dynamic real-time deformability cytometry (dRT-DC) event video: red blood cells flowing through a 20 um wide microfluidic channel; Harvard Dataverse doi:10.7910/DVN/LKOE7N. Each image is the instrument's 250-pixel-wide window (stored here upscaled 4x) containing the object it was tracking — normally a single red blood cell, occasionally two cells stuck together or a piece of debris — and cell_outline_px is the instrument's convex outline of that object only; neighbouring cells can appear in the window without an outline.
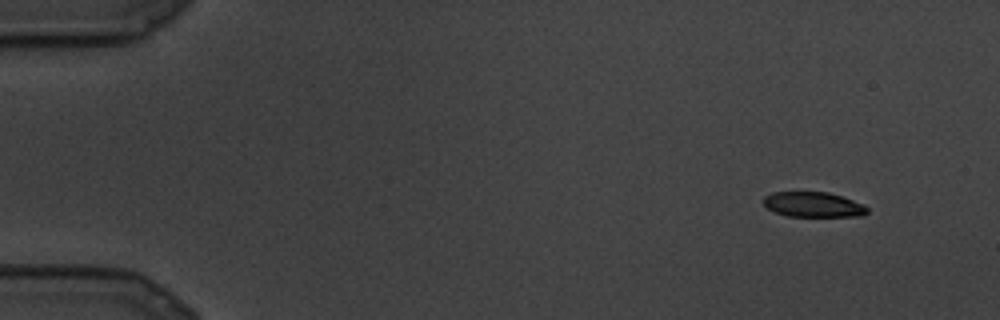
{"species": "common noctule bat (a hibernating species)", "species_latin": "Nyctalus noctula", "temperature_condition": "cold", "stored_images_in_passage": 14, "camera_frame_rate_fps": 3000, "um_per_image_px": 0.085, "animal": {"sex": "male", "body_mass_g": 19.5, "forearm_length_mm": 54.6}, "frame": {"image": 1, "passage_image": 3, "time_ms": 0.667, "image_size_px": [1000, 320], "cell_outline_px": [[868, 212], [864, 216], [788, 216], [776, 212], [768, 208], [764, 204], [764, 196], [772, 192], [828, 192], [864, 204], [868, 208]], "centroid_in_image_um": [69.15, 17.39], "position_along_channel_um": 15.9, "area_um2": 15.09}}
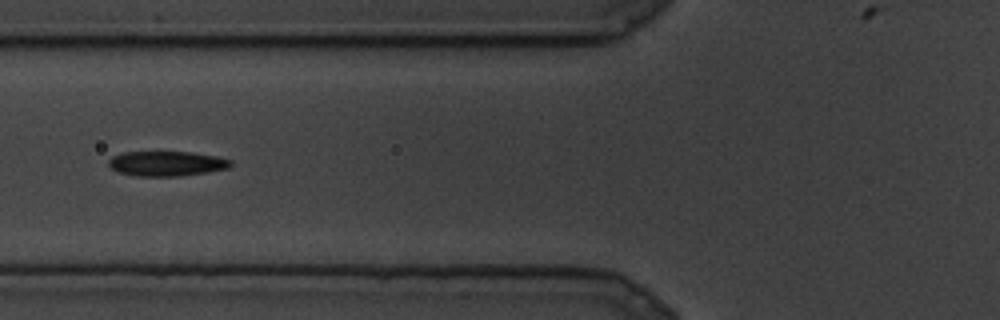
{"frame": {"image": 2, "passage_image": 11, "time_ms": 3.333, "image_size_px": [1000, 320], "cell_outline_px": [[232, 164], [228, 168], [180, 176], [136, 176], [120, 172], [112, 168], [108, 164], [108, 160], [112, 156], [124, 152], [192, 152], [216, 156], [232, 160]], "centroid_in_image_um": [14.16, 13.9], "position_along_channel_um": 111.6, "area_um2": 17.57}}
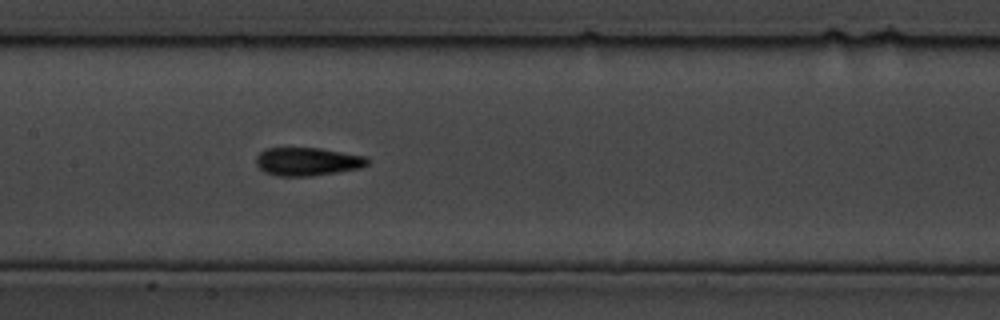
{"frame": {"image": 3, "passage_image": 14, "time_ms": 4.333, "image_size_px": [1000, 320], "cell_outline_px": [[368, 164], [360, 168], [312, 176], [276, 176], [264, 172], [256, 164], [256, 156], [260, 152], [268, 148], [320, 148], [364, 156], [368, 160]], "centroid_in_image_um": [26.1, 13.74], "position_along_channel_um": 181.3, "area_um2": 18.21}}